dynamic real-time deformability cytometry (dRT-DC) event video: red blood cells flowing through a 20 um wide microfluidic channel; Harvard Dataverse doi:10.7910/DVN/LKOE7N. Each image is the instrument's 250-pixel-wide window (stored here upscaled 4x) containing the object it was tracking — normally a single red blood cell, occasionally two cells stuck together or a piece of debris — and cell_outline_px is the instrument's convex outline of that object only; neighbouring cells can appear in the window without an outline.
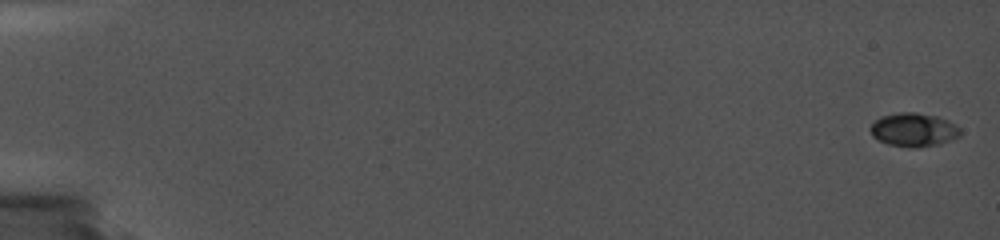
{"species": "common noctule bat (a hibernating species)", "species_latin": "Nyctalus noctula", "temperature_condition": "cold", "stored_images_in_passage": 16, "camera_frame_rate_fps": 5000, "um_per_image_px": 0.085, "animal": {"sex": "female", "body_mass_g": 19.0, "forearm_length_mm": 56.7}, "frame": {"image": 1, "passage_image": 1, "time_ms": 0.0, "image_size_px": [1000, 240], "cell_outline_px": [[960, 136], [952, 140], [940, 144], [916, 148], [912, 148], [888, 144], [872, 136], [868, 128], [880, 116], [900, 112], [916, 112], [936, 116], [948, 120], [960, 128]], "centroid_in_image_um": [77.66, 11.03], "position_along_channel_um": 7.3, "area_um2": 17.74}}
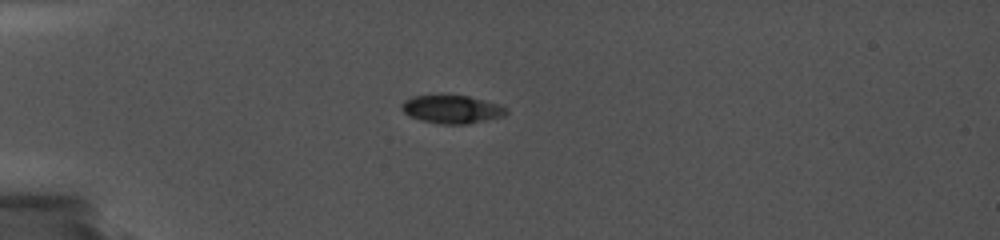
{"frame": {"image": 2, "passage_image": 9, "time_ms": 5.4, "image_size_px": [1000, 240], "cell_outline_px": [[508, 112], [504, 116], [468, 124], [440, 124], [408, 116], [400, 108], [400, 104], [404, 100], [412, 96], [440, 92], [468, 96], [500, 104], [508, 108]], "centroid_in_image_um": [38.37, 9.24], "position_along_channel_um": 46.6, "area_um2": 17.92}}
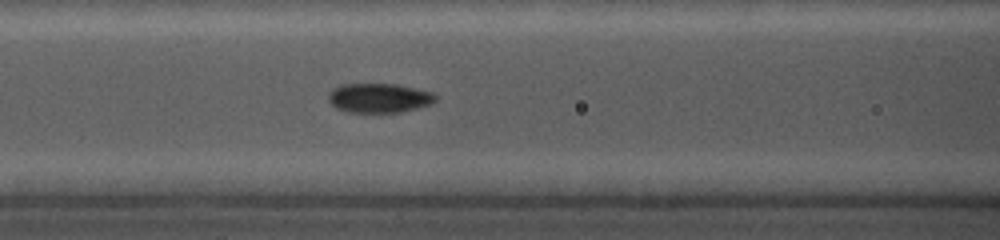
{"frame": {"image": 3, "passage_image": 16, "time_ms": 8.6, "image_size_px": [1000, 240], "cell_outline_px": [[436, 100], [432, 104], [400, 112], [348, 112], [336, 108], [328, 100], [328, 92], [332, 88], [340, 84], [400, 84], [432, 92], [436, 96]], "centroid_in_image_um": [32.21, 8.31], "position_along_channel_um": 134.4, "area_um2": 18.5}}